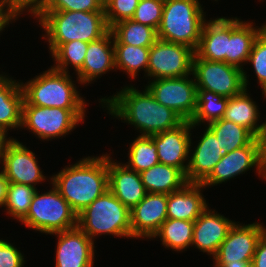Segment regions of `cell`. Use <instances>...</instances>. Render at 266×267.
Instances as JSON below:
<instances>
[{
    "mask_svg": "<svg viewBox=\"0 0 266 267\" xmlns=\"http://www.w3.org/2000/svg\"><path fill=\"white\" fill-rule=\"evenodd\" d=\"M228 99L211 91L197 90V107L190 123L196 127L204 121L208 124L222 119Z\"/></svg>",
    "mask_w": 266,
    "mask_h": 267,
    "instance_id": "1f68e13d",
    "label": "cell"
},
{
    "mask_svg": "<svg viewBox=\"0 0 266 267\" xmlns=\"http://www.w3.org/2000/svg\"><path fill=\"white\" fill-rule=\"evenodd\" d=\"M22 144L9 137L0 159L2 171L8 182L35 187L38 182L44 181L46 176L38 166L35 153Z\"/></svg>",
    "mask_w": 266,
    "mask_h": 267,
    "instance_id": "4fadbf2b",
    "label": "cell"
},
{
    "mask_svg": "<svg viewBox=\"0 0 266 267\" xmlns=\"http://www.w3.org/2000/svg\"><path fill=\"white\" fill-rule=\"evenodd\" d=\"M58 235L55 267H93L94 241L78 226Z\"/></svg>",
    "mask_w": 266,
    "mask_h": 267,
    "instance_id": "2e32d148",
    "label": "cell"
},
{
    "mask_svg": "<svg viewBox=\"0 0 266 267\" xmlns=\"http://www.w3.org/2000/svg\"><path fill=\"white\" fill-rule=\"evenodd\" d=\"M87 48L88 43L81 40L62 43L51 55L56 64L53 68L68 73L70 64L77 73L84 63Z\"/></svg>",
    "mask_w": 266,
    "mask_h": 267,
    "instance_id": "e575fe53",
    "label": "cell"
},
{
    "mask_svg": "<svg viewBox=\"0 0 266 267\" xmlns=\"http://www.w3.org/2000/svg\"><path fill=\"white\" fill-rule=\"evenodd\" d=\"M8 180L3 171H0V207L4 205L6 200Z\"/></svg>",
    "mask_w": 266,
    "mask_h": 267,
    "instance_id": "ee69618b",
    "label": "cell"
},
{
    "mask_svg": "<svg viewBox=\"0 0 266 267\" xmlns=\"http://www.w3.org/2000/svg\"><path fill=\"white\" fill-rule=\"evenodd\" d=\"M192 74L197 90H207L231 98L247 89L245 70L219 61H208L193 57Z\"/></svg>",
    "mask_w": 266,
    "mask_h": 267,
    "instance_id": "ba28073f",
    "label": "cell"
},
{
    "mask_svg": "<svg viewBox=\"0 0 266 267\" xmlns=\"http://www.w3.org/2000/svg\"><path fill=\"white\" fill-rule=\"evenodd\" d=\"M194 221L167 218L152 238L159 237L163 246L182 251L192 245Z\"/></svg>",
    "mask_w": 266,
    "mask_h": 267,
    "instance_id": "f1b7e54d",
    "label": "cell"
},
{
    "mask_svg": "<svg viewBox=\"0 0 266 267\" xmlns=\"http://www.w3.org/2000/svg\"><path fill=\"white\" fill-rule=\"evenodd\" d=\"M207 127L215 134L224 154L247 146L255 138L247 128L223 118L208 123Z\"/></svg>",
    "mask_w": 266,
    "mask_h": 267,
    "instance_id": "83f0119b",
    "label": "cell"
},
{
    "mask_svg": "<svg viewBox=\"0 0 266 267\" xmlns=\"http://www.w3.org/2000/svg\"><path fill=\"white\" fill-rule=\"evenodd\" d=\"M44 11H104L102 0H49Z\"/></svg>",
    "mask_w": 266,
    "mask_h": 267,
    "instance_id": "f35d334b",
    "label": "cell"
},
{
    "mask_svg": "<svg viewBox=\"0 0 266 267\" xmlns=\"http://www.w3.org/2000/svg\"><path fill=\"white\" fill-rule=\"evenodd\" d=\"M194 54L186 45L157 39L150 47L147 76L160 79L193 75Z\"/></svg>",
    "mask_w": 266,
    "mask_h": 267,
    "instance_id": "30bf717a",
    "label": "cell"
},
{
    "mask_svg": "<svg viewBox=\"0 0 266 267\" xmlns=\"http://www.w3.org/2000/svg\"><path fill=\"white\" fill-rule=\"evenodd\" d=\"M201 188L202 184L187 183L167 194V218L195 221L208 207Z\"/></svg>",
    "mask_w": 266,
    "mask_h": 267,
    "instance_id": "603a6c76",
    "label": "cell"
},
{
    "mask_svg": "<svg viewBox=\"0 0 266 267\" xmlns=\"http://www.w3.org/2000/svg\"><path fill=\"white\" fill-rule=\"evenodd\" d=\"M132 238H152L167 219V194L147 193L130 210Z\"/></svg>",
    "mask_w": 266,
    "mask_h": 267,
    "instance_id": "e0dca14e",
    "label": "cell"
},
{
    "mask_svg": "<svg viewBox=\"0 0 266 267\" xmlns=\"http://www.w3.org/2000/svg\"><path fill=\"white\" fill-rule=\"evenodd\" d=\"M0 9H4V0H0Z\"/></svg>",
    "mask_w": 266,
    "mask_h": 267,
    "instance_id": "681fc988",
    "label": "cell"
},
{
    "mask_svg": "<svg viewBox=\"0 0 266 267\" xmlns=\"http://www.w3.org/2000/svg\"><path fill=\"white\" fill-rule=\"evenodd\" d=\"M128 152L129 161L125 165L137 173L159 163L157 147L150 136L139 135L131 142Z\"/></svg>",
    "mask_w": 266,
    "mask_h": 267,
    "instance_id": "d6a6232c",
    "label": "cell"
},
{
    "mask_svg": "<svg viewBox=\"0 0 266 267\" xmlns=\"http://www.w3.org/2000/svg\"><path fill=\"white\" fill-rule=\"evenodd\" d=\"M140 0H108L104 4L106 23L111 29L115 24L133 17Z\"/></svg>",
    "mask_w": 266,
    "mask_h": 267,
    "instance_id": "74e56055",
    "label": "cell"
},
{
    "mask_svg": "<svg viewBox=\"0 0 266 267\" xmlns=\"http://www.w3.org/2000/svg\"><path fill=\"white\" fill-rule=\"evenodd\" d=\"M6 136H7L6 133L0 129V159H1L4 146L9 140V138L7 139Z\"/></svg>",
    "mask_w": 266,
    "mask_h": 267,
    "instance_id": "bcb514c9",
    "label": "cell"
},
{
    "mask_svg": "<svg viewBox=\"0 0 266 267\" xmlns=\"http://www.w3.org/2000/svg\"><path fill=\"white\" fill-rule=\"evenodd\" d=\"M193 128L190 121H184L175 129L150 136L157 147L159 163L178 168L186 175L188 163L185 161L190 158Z\"/></svg>",
    "mask_w": 266,
    "mask_h": 267,
    "instance_id": "9a60e30c",
    "label": "cell"
},
{
    "mask_svg": "<svg viewBox=\"0 0 266 267\" xmlns=\"http://www.w3.org/2000/svg\"><path fill=\"white\" fill-rule=\"evenodd\" d=\"M140 175L147 193L170 194L188 183L180 169L162 163L142 171Z\"/></svg>",
    "mask_w": 266,
    "mask_h": 267,
    "instance_id": "484cf974",
    "label": "cell"
},
{
    "mask_svg": "<svg viewBox=\"0 0 266 267\" xmlns=\"http://www.w3.org/2000/svg\"><path fill=\"white\" fill-rule=\"evenodd\" d=\"M20 222L28 228L51 235L77 227V214L53 186L43 194L36 190L29 211Z\"/></svg>",
    "mask_w": 266,
    "mask_h": 267,
    "instance_id": "52a82bcc",
    "label": "cell"
},
{
    "mask_svg": "<svg viewBox=\"0 0 266 267\" xmlns=\"http://www.w3.org/2000/svg\"><path fill=\"white\" fill-rule=\"evenodd\" d=\"M77 226L91 240L99 234L132 238L130 209L109 189L77 215Z\"/></svg>",
    "mask_w": 266,
    "mask_h": 267,
    "instance_id": "8992f818",
    "label": "cell"
},
{
    "mask_svg": "<svg viewBox=\"0 0 266 267\" xmlns=\"http://www.w3.org/2000/svg\"><path fill=\"white\" fill-rule=\"evenodd\" d=\"M252 267H266V232L259 240L252 259Z\"/></svg>",
    "mask_w": 266,
    "mask_h": 267,
    "instance_id": "b9f144b4",
    "label": "cell"
},
{
    "mask_svg": "<svg viewBox=\"0 0 266 267\" xmlns=\"http://www.w3.org/2000/svg\"><path fill=\"white\" fill-rule=\"evenodd\" d=\"M109 114L121 118L141 131V136H151L175 129L184 120L172 109L158 103L145 87L140 92L132 85L125 86L111 98L100 99Z\"/></svg>",
    "mask_w": 266,
    "mask_h": 267,
    "instance_id": "6da1fadb",
    "label": "cell"
},
{
    "mask_svg": "<svg viewBox=\"0 0 266 267\" xmlns=\"http://www.w3.org/2000/svg\"><path fill=\"white\" fill-rule=\"evenodd\" d=\"M250 62L258 78L262 94L266 92V28L255 39L247 63Z\"/></svg>",
    "mask_w": 266,
    "mask_h": 267,
    "instance_id": "8d00e7d4",
    "label": "cell"
},
{
    "mask_svg": "<svg viewBox=\"0 0 266 267\" xmlns=\"http://www.w3.org/2000/svg\"><path fill=\"white\" fill-rule=\"evenodd\" d=\"M23 101L21 82L0 74V129L5 133L22 128Z\"/></svg>",
    "mask_w": 266,
    "mask_h": 267,
    "instance_id": "d4e9b609",
    "label": "cell"
},
{
    "mask_svg": "<svg viewBox=\"0 0 266 267\" xmlns=\"http://www.w3.org/2000/svg\"><path fill=\"white\" fill-rule=\"evenodd\" d=\"M199 0H164L158 39L183 44L196 51L205 16Z\"/></svg>",
    "mask_w": 266,
    "mask_h": 267,
    "instance_id": "5b68a950",
    "label": "cell"
},
{
    "mask_svg": "<svg viewBox=\"0 0 266 267\" xmlns=\"http://www.w3.org/2000/svg\"><path fill=\"white\" fill-rule=\"evenodd\" d=\"M24 263L22 253L8 241L0 239V267H22Z\"/></svg>",
    "mask_w": 266,
    "mask_h": 267,
    "instance_id": "60d3db41",
    "label": "cell"
},
{
    "mask_svg": "<svg viewBox=\"0 0 266 267\" xmlns=\"http://www.w3.org/2000/svg\"><path fill=\"white\" fill-rule=\"evenodd\" d=\"M256 167L259 176L266 179V160L255 137L247 146L225 153L210 175L201 183L205 187L221 184Z\"/></svg>",
    "mask_w": 266,
    "mask_h": 267,
    "instance_id": "7c38bea8",
    "label": "cell"
},
{
    "mask_svg": "<svg viewBox=\"0 0 266 267\" xmlns=\"http://www.w3.org/2000/svg\"><path fill=\"white\" fill-rule=\"evenodd\" d=\"M0 17H8L4 9H0Z\"/></svg>",
    "mask_w": 266,
    "mask_h": 267,
    "instance_id": "c3c4849f",
    "label": "cell"
},
{
    "mask_svg": "<svg viewBox=\"0 0 266 267\" xmlns=\"http://www.w3.org/2000/svg\"><path fill=\"white\" fill-rule=\"evenodd\" d=\"M108 189L130 210L147 194L140 173L125 164L112 162L108 155Z\"/></svg>",
    "mask_w": 266,
    "mask_h": 267,
    "instance_id": "d6986e66",
    "label": "cell"
},
{
    "mask_svg": "<svg viewBox=\"0 0 266 267\" xmlns=\"http://www.w3.org/2000/svg\"><path fill=\"white\" fill-rule=\"evenodd\" d=\"M235 223L207 207L194 221L192 246L214 257Z\"/></svg>",
    "mask_w": 266,
    "mask_h": 267,
    "instance_id": "ac0fdd59",
    "label": "cell"
},
{
    "mask_svg": "<svg viewBox=\"0 0 266 267\" xmlns=\"http://www.w3.org/2000/svg\"><path fill=\"white\" fill-rule=\"evenodd\" d=\"M164 8V0H140L133 21L150 26L156 31L160 25Z\"/></svg>",
    "mask_w": 266,
    "mask_h": 267,
    "instance_id": "d590c367",
    "label": "cell"
},
{
    "mask_svg": "<svg viewBox=\"0 0 266 267\" xmlns=\"http://www.w3.org/2000/svg\"><path fill=\"white\" fill-rule=\"evenodd\" d=\"M11 22V19L9 17H0V31H3V28L6 27V25Z\"/></svg>",
    "mask_w": 266,
    "mask_h": 267,
    "instance_id": "7dc6e473",
    "label": "cell"
},
{
    "mask_svg": "<svg viewBox=\"0 0 266 267\" xmlns=\"http://www.w3.org/2000/svg\"><path fill=\"white\" fill-rule=\"evenodd\" d=\"M112 43L113 33L111 30L98 40L88 43L84 63L76 73L81 84H89L102 74L116 69L114 45Z\"/></svg>",
    "mask_w": 266,
    "mask_h": 267,
    "instance_id": "ffe728a7",
    "label": "cell"
},
{
    "mask_svg": "<svg viewBox=\"0 0 266 267\" xmlns=\"http://www.w3.org/2000/svg\"><path fill=\"white\" fill-rule=\"evenodd\" d=\"M37 18L46 32L51 53L62 43L75 40L89 43L98 40L110 30L105 11H43Z\"/></svg>",
    "mask_w": 266,
    "mask_h": 267,
    "instance_id": "3957f363",
    "label": "cell"
},
{
    "mask_svg": "<svg viewBox=\"0 0 266 267\" xmlns=\"http://www.w3.org/2000/svg\"><path fill=\"white\" fill-rule=\"evenodd\" d=\"M36 190V187L9 182L3 207L10 216L21 221L29 211Z\"/></svg>",
    "mask_w": 266,
    "mask_h": 267,
    "instance_id": "836d02e7",
    "label": "cell"
},
{
    "mask_svg": "<svg viewBox=\"0 0 266 267\" xmlns=\"http://www.w3.org/2000/svg\"><path fill=\"white\" fill-rule=\"evenodd\" d=\"M265 232V226L257 222L248 225L235 223L219 246L213 262L252 260L257 244Z\"/></svg>",
    "mask_w": 266,
    "mask_h": 267,
    "instance_id": "5bb4252c",
    "label": "cell"
},
{
    "mask_svg": "<svg viewBox=\"0 0 266 267\" xmlns=\"http://www.w3.org/2000/svg\"><path fill=\"white\" fill-rule=\"evenodd\" d=\"M224 152L215 134L207 127L193 154L188 159L186 180L188 183L201 184L221 160Z\"/></svg>",
    "mask_w": 266,
    "mask_h": 267,
    "instance_id": "44dd1931",
    "label": "cell"
},
{
    "mask_svg": "<svg viewBox=\"0 0 266 267\" xmlns=\"http://www.w3.org/2000/svg\"><path fill=\"white\" fill-rule=\"evenodd\" d=\"M113 44H127L139 47H151L158 39L157 31L132 19L121 21L111 29Z\"/></svg>",
    "mask_w": 266,
    "mask_h": 267,
    "instance_id": "f546056e",
    "label": "cell"
},
{
    "mask_svg": "<svg viewBox=\"0 0 266 267\" xmlns=\"http://www.w3.org/2000/svg\"><path fill=\"white\" fill-rule=\"evenodd\" d=\"M266 28V23L260 28L246 23L238 18L230 19V39L226 63L242 68V63H247L253 43L258 35Z\"/></svg>",
    "mask_w": 266,
    "mask_h": 267,
    "instance_id": "cb8c5ba5",
    "label": "cell"
},
{
    "mask_svg": "<svg viewBox=\"0 0 266 267\" xmlns=\"http://www.w3.org/2000/svg\"><path fill=\"white\" fill-rule=\"evenodd\" d=\"M85 109L48 108L22 105V128L31 130L42 140L59 138L83 122Z\"/></svg>",
    "mask_w": 266,
    "mask_h": 267,
    "instance_id": "9c48e42d",
    "label": "cell"
},
{
    "mask_svg": "<svg viewBox=\"0 0 266 267\" xmlns=\"http://www.w3.org/2000/svg\"><path fill=\"white\" fill-rule=\"evenodd\" d=\"M69 74L51 66L49 70L35 76L25 84L22 82L21 87L24 93L22 105L85 109L86 101L80 96Z\"/></svg>",
    "mask_w": 266,
    "mask_h": 267,
    "instance_id": "277c9868",
    "label": "cell"
},
{
    "mask_svg": "<svg viewBox=\"0 0 266 267\" xmlns=\"http://www.w3.org/2000/svg\"><path fill=\"white\" fill-rule=\"evenodd\" d=\"M115 68L123 70L130 77L136 78L143 68L147 75L150 47H139L127 44H113Z\"/></svg>",
    "mask_w": 266,
    "mask_h": 267,
    "instance_id": "4dcf8cb0",
    "label": "cell"
},
{
    "mask_svg": "<svg viewBox=\"0 0 266 267\" xmlns=\"http://www.w3.org/2000/svg\"><path fill=\"white\" fill-rule=\"evenodd\" d=\"M49 0H4V9L6 15L15 21L18 15H21L24 10H28L32 16L37 18L46 8ZM7 9H6V8Z\"/></svg>",
    "mask_w": 266,
    "mask_h": 267,
    "instance_id": "ab89813d",
    "label": "cell"
},
{
    "mask_svg": "<svg viewBox=\"0 0 266 267\" xmlns=\"http://www.w3.org/2000/svg\"><path fill=\"white\" fill-rule=\"evenodd\" d=\"M256 138L258 140L262 156L266 160V121L261 124L260 132Z\"/></svg>",
    "mask_w": 266,
    "mask_h": 267,
    "instance_id": "7bdbcfd3",
    "label": "cell"
},
{
    "mask_svg": "<svg viewBox=\"0 0 266 267\" xmlns=\"http://www.w3.org/2000/svg\"><path fill=\"white\" fill-rule=\"evenodd\" d=\"M216 267H252V260H244L235 263L231 262H214Z\"/></svg>",
    "mask_w": 266,
    "mask_h": 267,
    "instance_id": "f6af8a7d",
    "label": "cell"
},
{
    "mask_svg": "<svg viewBox=\"0 0 266 267\" xmlns=\"http://www.w3.org/2000/svg\"><path fill=\"white\" fill-rule=\"evenodd\" d=\"M245 88L241 93L228 99L223 119L247 128L255 137L260 132L261 124H257L259 110Z\"/></svg>",
    "mask_w": 266,
    "mask_h": 267,
    "instance_id": "4316f807",
    "label": "cell"
},
{
    "mask_svg": "<svg viewBox=\"0 0 266 267\" xmlns=\"http://www.w3.org/2000/svg\"><path fill=\"white\" fill-rule=\"evenodd\" d=\"M50 179L78 215L108 190V154L83 158Z\"/></svg>",
    "mask_w": 266,
    "mask_h": 267,
    "instance_id": "7a4b0ae2",
    "label": "cell"
},
{
    "mask_svg": "<svg viewBox=\"0 0 266 267\" xmlns=\"http://www.w3.org/2000/svg\"><path fill=\"white\" fill-rule=\"evenodd\" d=\"M230 39V19L225 17L205 21L195 54L208 61L226 63Z\"/></svg>",
    "mask_w": 266,
    "mask_h": 267,
    "instance_id": "7402d4cb",
    "label": "cell"
},
{
    "mask_svg": "<svg viewBox=\"0 0 266 267\" xmlns=\"http://www.w3.org/2000/svg\"><path fill=\"white\" fill-rule=\"evenodd\" d=\"M156 101L190 121L197 107V86L190 76L153 79L146 86Z\"/></svg>",
    "mask_w": 266,
    "mask_h": 267,
    "instance_id": "8fae6325",
    "label": "cell"
}]
</instances>
